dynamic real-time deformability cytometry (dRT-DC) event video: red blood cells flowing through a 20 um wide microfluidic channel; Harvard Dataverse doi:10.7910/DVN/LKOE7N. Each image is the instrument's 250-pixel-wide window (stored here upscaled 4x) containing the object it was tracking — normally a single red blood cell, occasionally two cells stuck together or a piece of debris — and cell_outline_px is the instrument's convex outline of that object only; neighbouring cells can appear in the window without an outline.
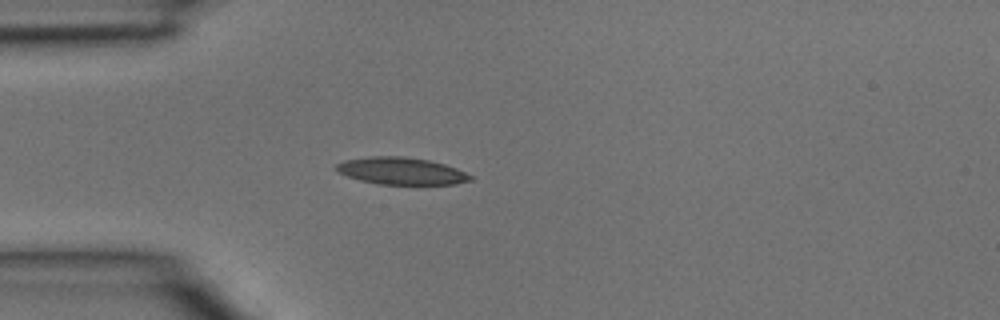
{"species": "common noctule bat (a hibernating species)", "species_latin": "Nyctalus noctula", "temperature_condition": "room temperature", "stored_images_in_passage": 35, "camera_frame_rate_fps": 3000, "um_per_image_px": 0.085, "animal": {"sex": "male", "body_mass_g": 15.6}, "frame": {"image": 1, "passage_image": 6, "time_ms": 1.667, "image_size_px": [1000, 320], "cell_outline_px": [[472, 180], [456, 184], [376, 184], [360, 180], [336, 172], [336, 164], [344, 160], [368, 156], [404, 156], [428, 160], [444, 164], [456, 168], [472, 176]], "centroid_in_image_um": [34.08, 14.53], "position_along_channel_um": 50.9, "area_um2": 21.21}}
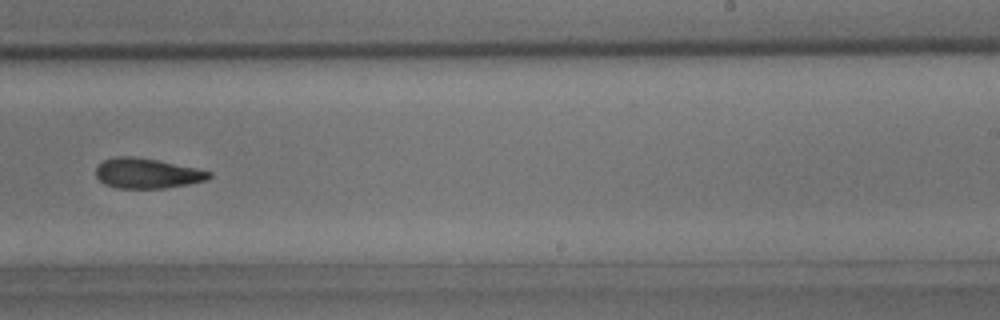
{"frame": {"image": 2, "passage_image": 20, "time_ms": 6.333, "image_size_px": [1000, 320], "cell_outline_px": [[212, 176], [208, 180], [188, 184], [164, 188], [116, 188], [104, 184], [96, 176], [96, 168], [104, 160], [116, 156], [132, 156], [156, 160], [196, 168], [212, 172]], "centroid_in_image_um": [12.51, 14.74], "position_along_channel_um": 276.5, "area_um2": 19.77}}